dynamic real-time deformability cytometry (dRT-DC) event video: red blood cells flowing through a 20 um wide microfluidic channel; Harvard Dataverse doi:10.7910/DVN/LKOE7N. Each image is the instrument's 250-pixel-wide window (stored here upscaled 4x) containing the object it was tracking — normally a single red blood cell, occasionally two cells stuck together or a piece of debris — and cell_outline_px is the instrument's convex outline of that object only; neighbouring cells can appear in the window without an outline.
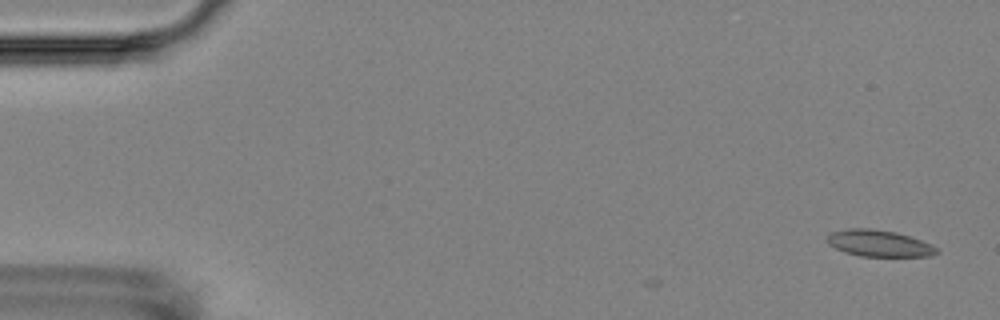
{"species": "Egyptian fruit bat (a non-hibernating species)", "species_latin": "Rousettus aegyptiacus", "temperature_condition": "room temperature", "stored_images_in_passage": 4, "camera_frame_rate_fps": 3000, "um_per_image_px": 0.085, "animal": {"sex": "female"}, "frame": {"image": 1, "passage_image": 1, "time_ms": 0.0, "image_size_px": [1000, 320], "cell_outline_px": [[940, 252], [932, 256], [860, 256], [844, 252], [828, 244], [828, 236], [832, 232], [848, 228], [872, 228], [896, 232], [932, 244]], "centroid_in_image_um": [74.73, 20.68], "position_along_channel_um": 10.3, "area_um2": 16.88}}